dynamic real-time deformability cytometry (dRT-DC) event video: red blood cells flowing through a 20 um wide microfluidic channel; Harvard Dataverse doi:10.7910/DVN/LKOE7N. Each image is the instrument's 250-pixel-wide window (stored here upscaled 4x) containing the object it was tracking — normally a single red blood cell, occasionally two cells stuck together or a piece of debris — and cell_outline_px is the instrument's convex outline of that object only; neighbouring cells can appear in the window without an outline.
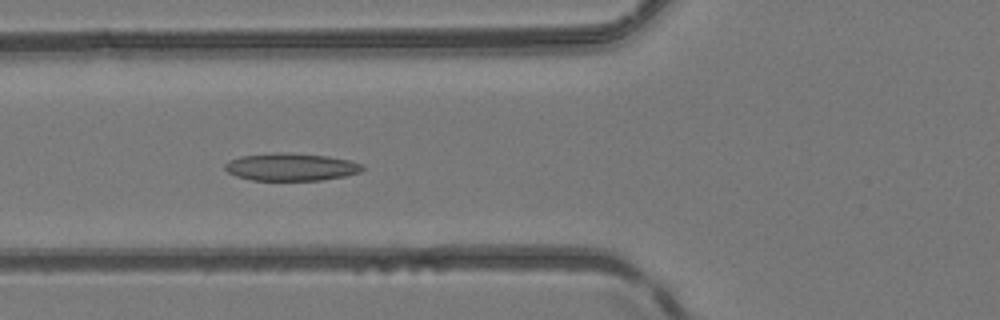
{"species": "common noctule bat (a hibernating species)", "species_latin": "Nyctalus noctula", "temperature_condition": "room temperature", "stored_images_in_passage": 51, "camera_frame_rate_fps": 3000, "um_per_image_px": 0.085, "animal": {"sex": "female", "body_mass_g": 24.6, "forearm_length_mm": 56.2}, "frame": {"image": 1, "passage_image": 20, "time_ms": 6.333, "image_size_px": [1000, 320], "cell_outline_px": [[364, 168], [360, 172], [344, 176], [320, 180], [252, 180], [236, 176], [228, 172], [224, 168], [224, 164], [228, 160], [240, 156], [276, 152], [280, 152], [328, 156], [348, 160], [364, 164]], "centroid_in_image_um": [24.71, 14.19], "position_along_channel_um": 101.1, "area_um2": 22.08}}
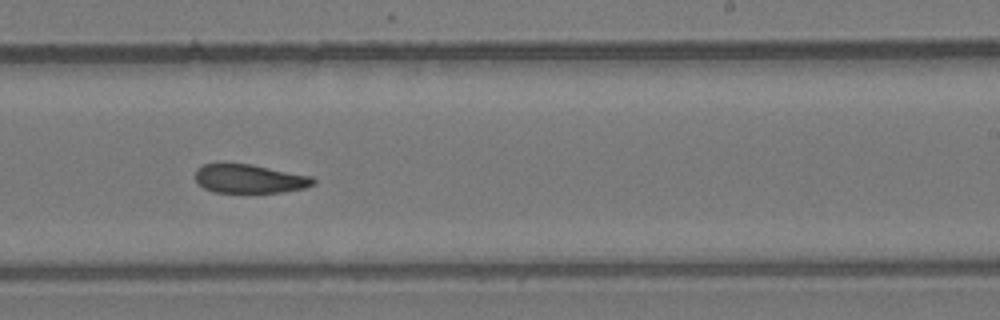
{"frame": {"image": 2, "passage_image": 32, "time_ms": 10.333, "image_size_px": [1000, 320], "cell_outline_px": [[316, 184], [304, 188], [284, 192], [212, 192], [204, 188], [196, 180], [196, 168], [200, 164], [216, 160], [252, 164], [312, 176], [316, 180]], "centroid_in_image_um": [21.15, 15.14], "position_along_channel_um": 267.8, "area_um2": 20.58}}
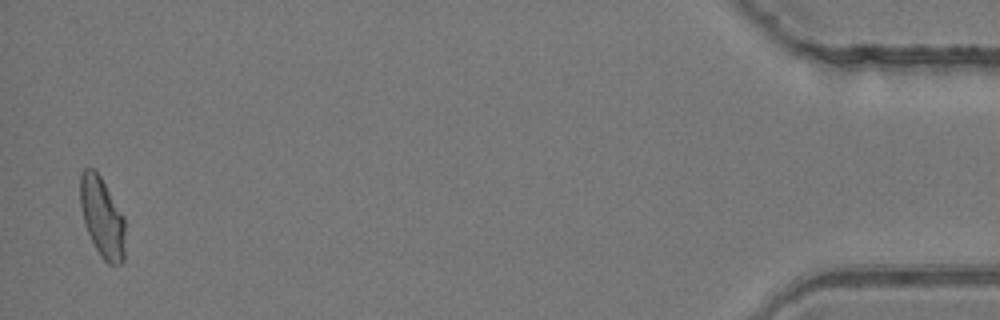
{"frame": {"image": 3, "passage_image": 50, "time_ms": 16.333, "image_size_px": [1000, 320], "cell_outline_px": [[124, 260], [120, 264], [108, 264], [100, 256], [88, 232], [84, 220], [80, 204], [80, 176], [84, 168], [92, 168], [100, 176], [124, 216]], "centroid_in_image_um": [8.68, 18.47], "position_along_channel_um": 426.5, "area_um2": 20.69}, "authors_computed_cell_mechanics": {"area_um2": 21.386, "velocity_mm_per_s": 4.1679, "shape_relaxation_time_tau1_ms": null, "shape_relaxation_time_tau2_ms": 5.1699, "deformation_change_tau1": null, "deformation_change_tau2": 0.1331}}